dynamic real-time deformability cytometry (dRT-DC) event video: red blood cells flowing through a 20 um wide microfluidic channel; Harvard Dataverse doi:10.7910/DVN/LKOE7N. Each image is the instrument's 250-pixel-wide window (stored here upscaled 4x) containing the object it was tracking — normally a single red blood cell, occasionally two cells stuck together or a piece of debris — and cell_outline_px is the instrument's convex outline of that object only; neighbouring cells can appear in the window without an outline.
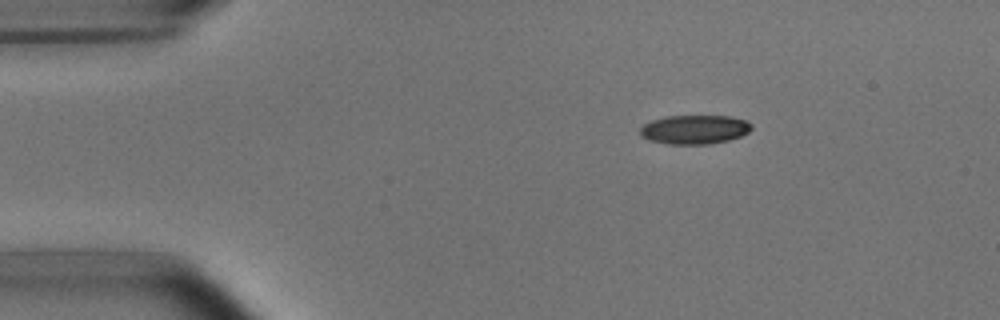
{"species": "common noctule bat (a hibernating species)", "species_latin": "Nyctalus noctula", "temperature_condition": "room temperature", "stored_images_in_passage": 4, "camera_frame_rate_fps": 3000, "um_per_image_px": 0.085, "animal": {"sex": "male", "body_mass_g": 15.6}, "frame": {"image": 1, "passage_image": 2, "time_ms": 1.333, "image_size_px": [1000, 320], "cell_outline_px": [[752, 128], [748, 132], [740, 136], [728, 140], [708, 144], [668, 144], [648, 140], [640, 136], [640, 128], [644, 124], [652, 120], [664, 116], [732, 116], [748, 120], [752, 124]], "centroid_in_image_um": [59.04, 11.0], "position_along_channel_um": 26.0, "area_um2": 19.02}}
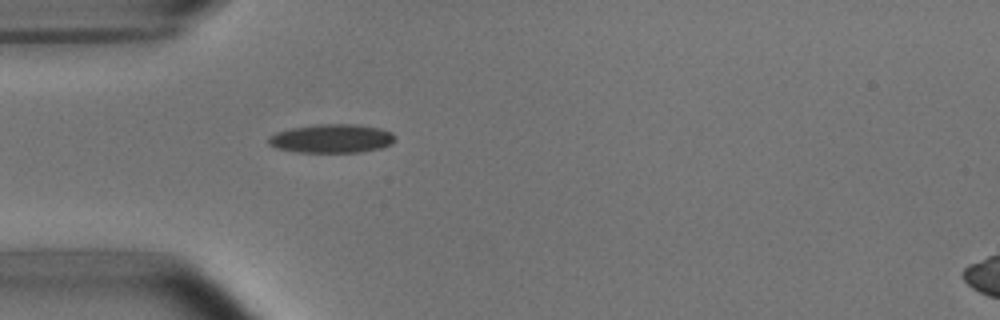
{"frame": {"image": 2, "passage_image": 4, "time_ms": 3.667, "image_size_px": [1000, 320], "cell_outline_px": [[396, 140], [392, 144], [380, 148], [360, 152], [296, 152], [276, 148], [268, 144], [268, 136], [276, 132], [292, 128], [324, 124], [356, 124], [380, 128], [392, 132], [396, 136]], "centroid_in_image_um": [28.22, 11.78], "position_along_channel_um": 56.8, "area_um2": 21.27}}